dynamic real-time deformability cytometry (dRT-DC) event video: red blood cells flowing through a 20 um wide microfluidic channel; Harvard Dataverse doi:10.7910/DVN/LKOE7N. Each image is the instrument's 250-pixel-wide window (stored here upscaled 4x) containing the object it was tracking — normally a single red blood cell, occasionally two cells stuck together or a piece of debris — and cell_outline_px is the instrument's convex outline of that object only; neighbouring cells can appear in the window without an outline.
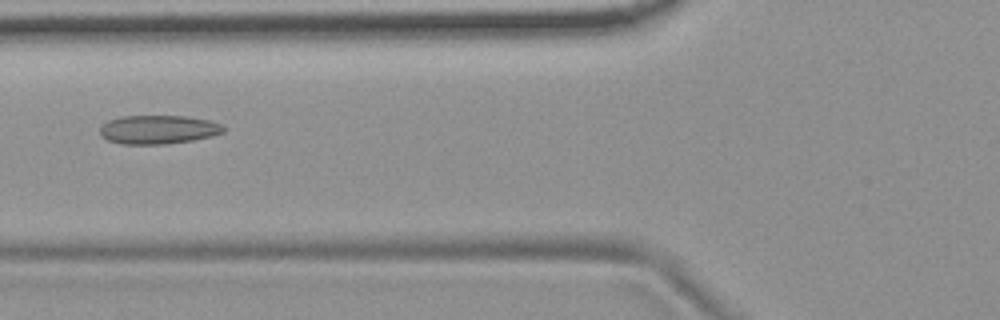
{"species": "common noctule bat (a hibernating species)", "species_latin": "Nyctalus noctula", "temperature_condition": "room temperature", "stored_images_in_passage": 8, "camera_frame_rate_fps": 3000, "um_per_image_px": 0.085, "animal": {"sex": "female", "body_mass_g": 19.9}, "frame": {"image": 1, "passage_image": 5, "time_ms": 5.667, "image_size_px": [1000, 320], "cell_outline_px": [[224, 132], [212, 136], [192, 140], [164, 144], [120, 144], [108, 140], [100, 136], [100, 128], [108, 120], [120, 116], [184, 116], [208, 120], [224, 124]], "centroid_in_image_um": [13.44, 11.01], "position_along_channel_um": 112.4, "area_um2": 20.75}}
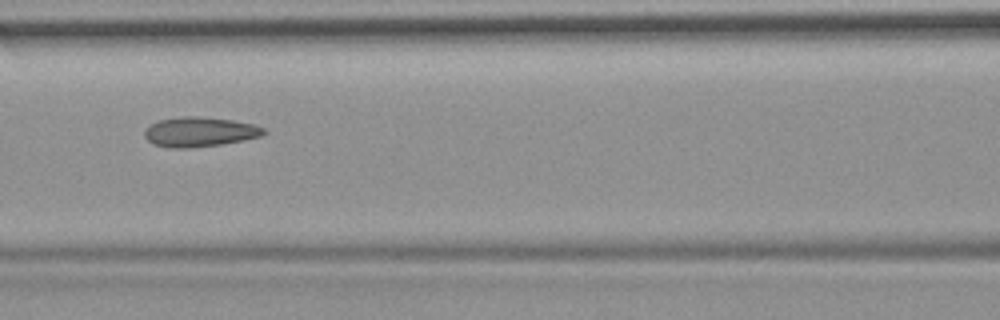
{"frame": {"image": 2, "passage_image": 6, "time_ms": 6.667, "image_size_px": [1000, 320], "cell_outline_px": [[268, 132], [260, 136], [244, 140], [220, 144], [188, 148], [168, 148], [152, 144], [144, 136], [144, 132], [152, 124], [160, 120], [184, 116], [196, 116], [232, 120], [256, 124], [264, 128]], "centroid_in_image_um": [16.99, 11.21], "position_along_channel_um": 149.6, "area_um2": 20.58}}
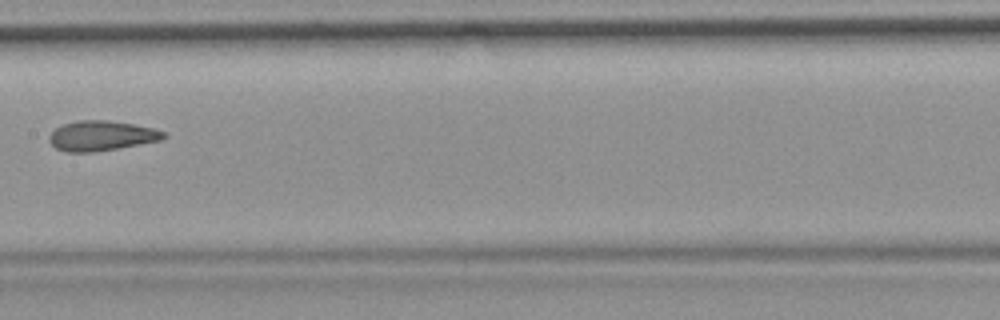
{"frame": {"image": 3, "passage_image": 7, "time_ms": 8.0, "image_size_px": [1000, 320], "cell_outline_px": [[168, 136], [160, 140], [116, 148], [92, 152], [64, 152], [56, 148], [48, 140], [48, 136], [56, 128], [64, 124], [76, 120], [108, 120], [132, 124], [152, 128], [164, 132]], "centroid_in_image_um": [8.58, 11.53], "position_along_channel_um": 198.8, "area_um2": 19.77}}